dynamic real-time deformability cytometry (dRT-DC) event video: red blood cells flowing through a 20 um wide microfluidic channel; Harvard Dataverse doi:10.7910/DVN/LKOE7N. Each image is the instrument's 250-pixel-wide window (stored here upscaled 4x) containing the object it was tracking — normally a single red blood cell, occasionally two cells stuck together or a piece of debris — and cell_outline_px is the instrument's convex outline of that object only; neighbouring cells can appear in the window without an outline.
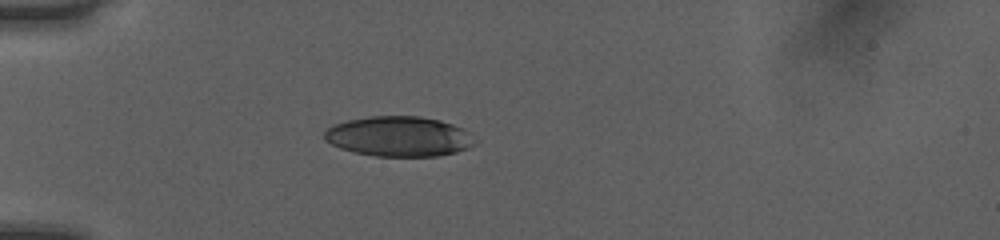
{"species": "human", "species_latin": "Homo sapiens", "temperature_condition": "room temperature", "stored_images_in_passage": 37, "camera_frame_rate_fps": 3000, "um_per_image_px": 0.085, "donor": {"sex": "female"}, "frame": {"image": 1, "passage_image": 1, "time_ms": 0.0, "image_size_px": [1000, 240], "cell_outline_px": [[472, 144], [468, 148], [456, 152], [440, 156], [376, 156], [356, 152], [340, 148], [324, 140], [324, 132], [332, 124], [348, 120], [368, 116], [420, 116], [440, 120], [464, 128], [468, 132]], "centroid_in_image_um": [33.86, 11.59], "position_along_channel_um": 51.1, "area_um2": 34.97}}
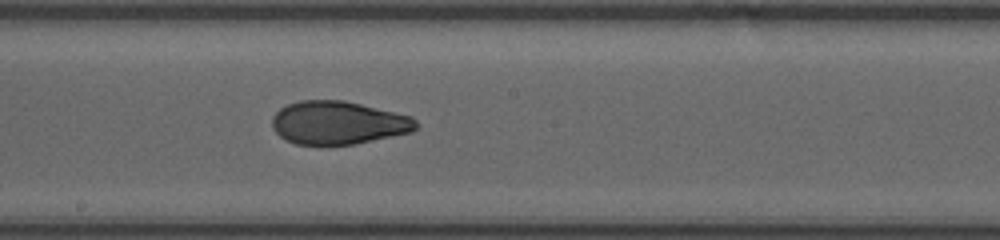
{"frame": {"image": 2, "passage_image": 15, "time_ms": 4.667, "image_size_px": [1000, 240], "cell_outline_px": [[420, 124], [412, 132], [352, 144], [296, 144], [284, 140], [272, 128], [272, 116], [280, 108], [288, 104], [300, 100], [344, 100], [412, 116]], "centroid_in_image_um": [28.74, 10.42], "position_along_channel_um": 219.5, "area_um2": 36.18}}
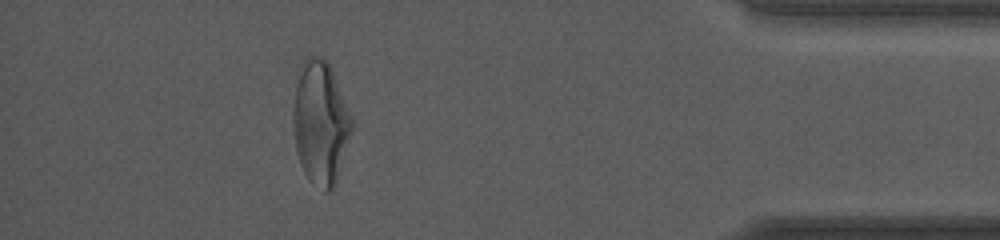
{"frame": {"image": 3, "passage_image": 32, "time_ms": 10.333, "image_size_px": [1000, 240], "cell_outline_px": [[356, 128], [336, 184], [332, 192], [324, 192], [312, 184], [308, 180], [304, 172], [296, 148], [292, 112], [296, 84], [300, 64], [308, 56], [324, 56], [328, 60], [332, 68], [356, 124]], "centroid_in_image_um": [27.31, 10.45], "position_along_channel_um": 407.9, "area_um2": 43.64}, "authors_computed_cell_mechanics": {"area_um2": 36.8186, "velocity_mm_per_s": 4.0565, "shape_relaxation_time_tau1_ms": 6.246, "shape_relaxation_time_tau2_ms": 1.2406, "deformation_change_tau1": 0.2252, "deformation_change_tau2": 0.0696}}